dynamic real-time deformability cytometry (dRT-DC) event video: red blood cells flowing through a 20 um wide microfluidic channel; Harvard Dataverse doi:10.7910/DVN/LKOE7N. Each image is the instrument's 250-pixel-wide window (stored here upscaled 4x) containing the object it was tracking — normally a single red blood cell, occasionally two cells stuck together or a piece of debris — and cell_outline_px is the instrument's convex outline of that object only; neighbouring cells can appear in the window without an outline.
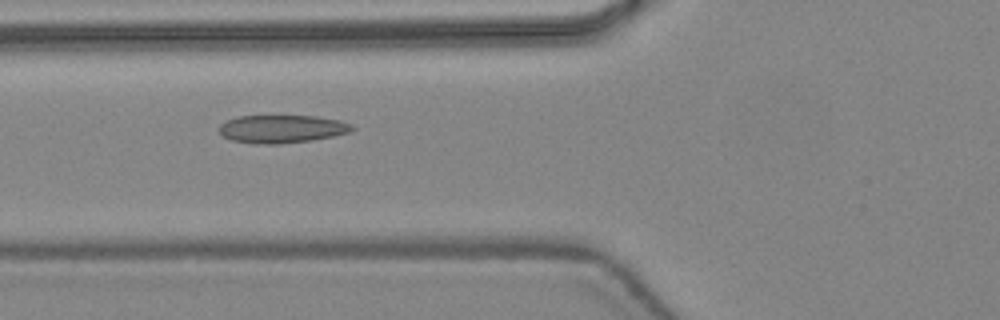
{"species": "common noctule bat (a hibernating species)", "species_latin": "Nyctalus noctula", "temperature_condition": "warm", "stored_images_in_passage": 47, "camera_frame_rate_fps": 3000, "um_per_image_px": 0.085, "animal": {"sex": "female", "body_mass_g": 24.6, "forearm_length_mm": 56.2}, "frame": {"image": 1, "passage_image": 19, "time_ms": 6.0, "image_size_px": [1000, 320], "cell_outline_px": [[356, 128], [352, 132], [312, 140], [280, 144], [252, 144], [232, 140], [224, 136], [220, 132], [220, 124], [236, 116], [316, 116], [340, 120], [352, 124]], "centroid_in_image_um": [24.0, 10.96], "position_along_channel_um": 101.8, "area_um2": 21.79}}
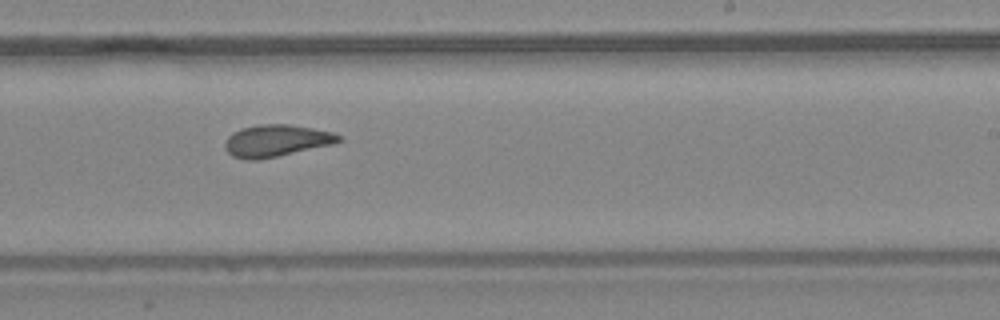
{"frame": {"image": 2, "passage_image": 30, "time_ms": 9.667, "image_size_px": [1000, 320], "cell_outline_px": [[344, 140], [336, 144], [260, 160], [244, 160], [232, 156], [224, 148], [224, 144], [228, 136], [232, 132], [240, 128], [260, 124], [288, 124], [312, 128], [332, 132], [340, 136]], "centroid_in_image_um": [23.49, 11.97], "position_along_channel_um": 265.5, "area_um2": 21.56}}
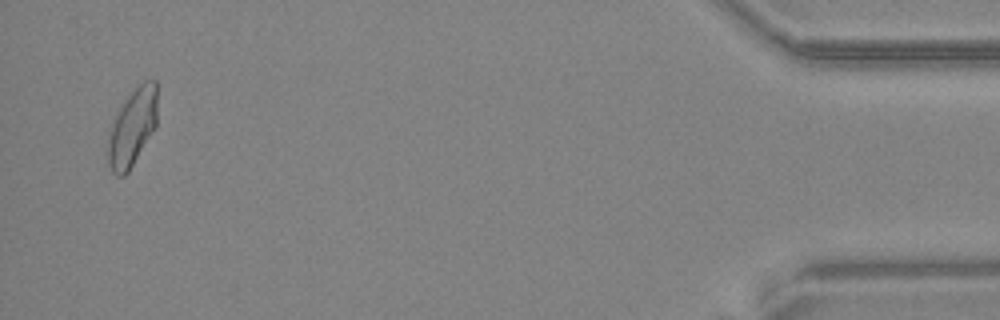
{"frame": {"image": 3, "passage_image": 46, "time_ms": 15.0, "image_size_px": [1000, 320], "cell_outline_px": [[156, 128], [128, 172], [124, 176], [116, 176], [112, 172], [108, 164], [108, 128], [120, 108], [128, 96], [144, 80], [156, 80]], "centroid_in_image_um": [11.23, 10.87], "position_along_channel_um": 424.0, "area_um2": 22.2}, "authors_computed_cell_mechanics": {"area_um2": 21.675, "velocity_mm_per_s": 4.4498, "shape_relaxation_time_tau1_ms": 9.6321, "shape_relaxation_time_tau2_ms": 1.6427, "deformation_change_tau1": 0.2086, "deformation_change_tau2": 0.0659}}